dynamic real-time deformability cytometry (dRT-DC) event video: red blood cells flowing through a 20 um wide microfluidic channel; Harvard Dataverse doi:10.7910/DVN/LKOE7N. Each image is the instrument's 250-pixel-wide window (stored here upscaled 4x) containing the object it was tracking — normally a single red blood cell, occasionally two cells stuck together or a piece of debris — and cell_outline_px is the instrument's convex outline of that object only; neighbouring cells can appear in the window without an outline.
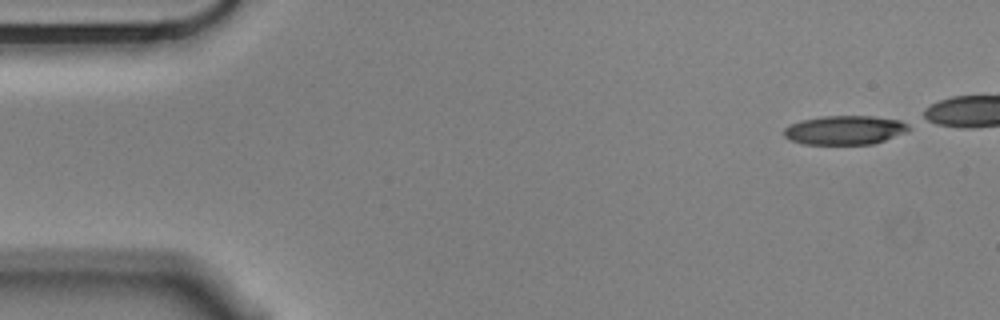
{"species": "Egyptian fruit bat (a non-hibernating species)", "species_latin": "Rousettus aegyptiacus", "temperature_condition": "cold", "stored_images_in_passage": 12, "camera_frame_rate_fps": 3000, "um_per_image_px": 0.085, "animal": {"sex": "male"}, "frame": {"image": 1, "passage_image": 1, "time_ms": 0.0, "image_size_px": [1000, 320], "cell_outline_px": [[912, 128], [908, 132], [872, 144], [804, 144], [788, 140], [784, 136], [784, 128], [800, 120], [824, 116], [872, 116], [900, 120], [908, 124]], "centroid_in_image_um": [71.82, 11.06], "position_along_channel_um": 13.2, "area_um2": 21.21}}